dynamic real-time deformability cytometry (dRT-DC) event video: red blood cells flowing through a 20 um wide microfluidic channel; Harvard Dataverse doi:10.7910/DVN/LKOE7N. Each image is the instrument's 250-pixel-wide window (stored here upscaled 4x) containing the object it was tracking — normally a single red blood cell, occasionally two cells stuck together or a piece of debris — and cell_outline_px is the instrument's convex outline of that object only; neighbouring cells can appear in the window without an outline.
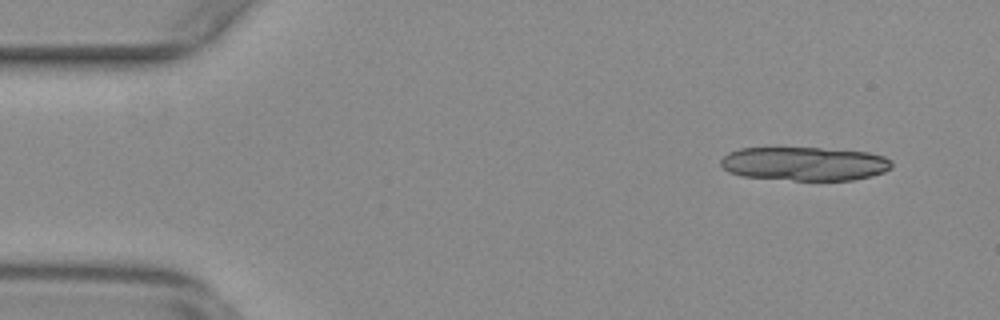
{"species": "common noctule bat (a hibernating species)", "species_latin": "Nyctalus noctula", "temperature_condition": "warm", "stored_images_in_passage": 11, "camera_frame_rate_fps": 3000, "um_per_image_px": 0.085, "animal": {"sex": "female", "body_mass_g": 29.2, "forearm_length_mm": 56.3}, "frame": {"image": 1, "passage_image": 2, "time_ms": 0.333, "image_size_px": [1000, 320], "cell_outline_px": [[892, 168], [884, 172], [872, 176], [852, 180], [792, 180], [744, 176], [728, 172], [720, 164], [720, 160], [728, 152], [740, 148], [820, 148], [868, 152], [884, 156], [892, 160]], "centroid_in_image_um": [68.4, 13.92], "position_along_channel_um": 16.6, "area_um2": 33.7}}